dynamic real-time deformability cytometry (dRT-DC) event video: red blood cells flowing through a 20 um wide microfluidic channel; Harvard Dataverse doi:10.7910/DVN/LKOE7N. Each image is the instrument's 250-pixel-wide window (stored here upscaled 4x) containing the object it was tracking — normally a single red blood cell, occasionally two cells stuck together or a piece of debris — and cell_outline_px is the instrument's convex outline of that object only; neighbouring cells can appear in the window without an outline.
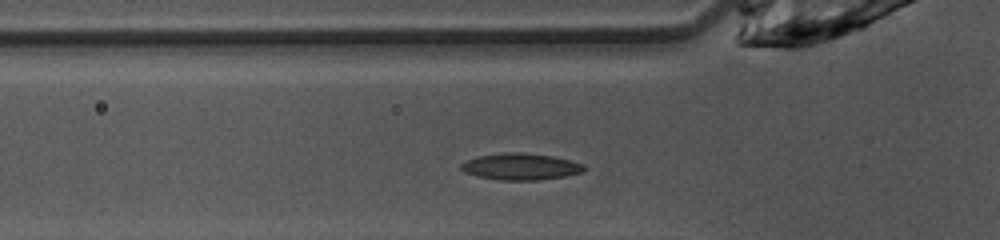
{"species": "common noctule bat (a hibernating species)", "species_latin": "Nyctalus noctula", "temperature_condition": "warm", "stored_images_in_passage": 26, "camera_frame_rate_fps": 3000, "um_per_image_px": 0.085, "animal": {"sex": "female", "body_mass_g": 10.0, "forearm_length_mm": 53.1}, "frame": {"image": 1, "passage_image": 3, "time_ms": 0.667, "image_size_px": [1000, 240], "cell_outline_px": [[588, 168], [584, 172], [564, 176], [540, 180], [500, 180], [476, 176], [464, 172], [460, 168], [460, 164], [468, 160], [480, 156], [504, 152], [520, 152], [552, 156], [584, 164]], "centroid_in_image_um": [44.28, 14.17], "position_along_channel_um": 81.5, "area_um2": 19.07}}
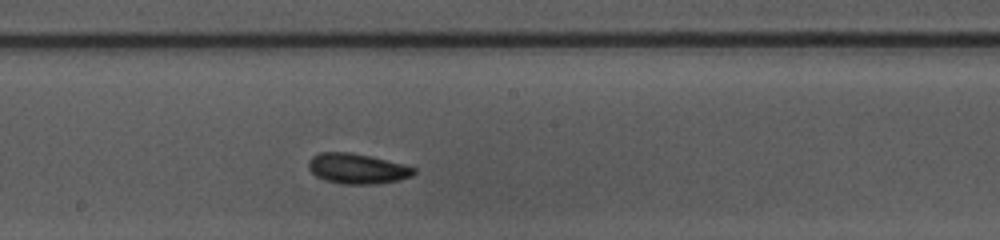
{"frame": {"image": 2, "passage_image": 13, "time_ms": 4.0, "image_size_px": [1000, 240], "cell_outline_px": [[416, 172], [412, 176], [400, 180], [376, 184], [344, 184], [324, 180], [316, 176], [308, 168], [308, 160], [312, 156], [320, 152], [352, 152], [404, 164], [416, 168]], "centroid_in_image_um": [30.36, 14.33], "position_along_channel_um": 217.8, "area_um2": 18.73}}
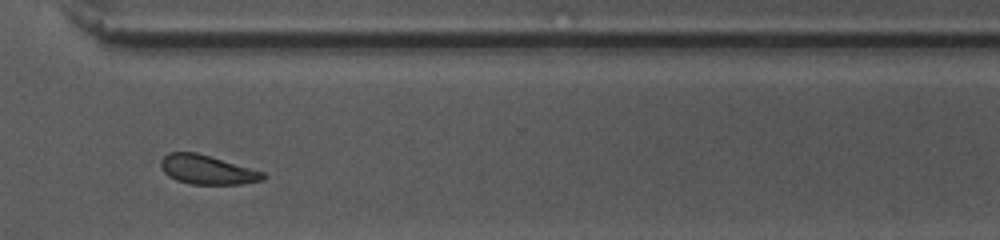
{"frame": {"image": 3, "passage_image": 23, "time_ms": 7.333, "image_size_px": [1000, 240], "cell_outline_px": [[268, 176], [264, 180], [244, 184], [192, 184], [176, 180], [168, 176], [160, 168], [160, 160], [168, 152], [196, 152], [264, 172]], "centroid_in_image_um": [17.61, 14.43], "position_along_channel_um": 353.0, "area_um2": 17.46}, "authors_computed_cell_mechanics": {"area_um2": 17.8602, "velocity_mm_per_s": 4.0667, "shape_relaxation_time_tau1_ms": null, "shape_relaxation_time_tau2_ms": 0.9583, "deformation_change_tau1": null, "deformation_change_tau2": 0.063}}